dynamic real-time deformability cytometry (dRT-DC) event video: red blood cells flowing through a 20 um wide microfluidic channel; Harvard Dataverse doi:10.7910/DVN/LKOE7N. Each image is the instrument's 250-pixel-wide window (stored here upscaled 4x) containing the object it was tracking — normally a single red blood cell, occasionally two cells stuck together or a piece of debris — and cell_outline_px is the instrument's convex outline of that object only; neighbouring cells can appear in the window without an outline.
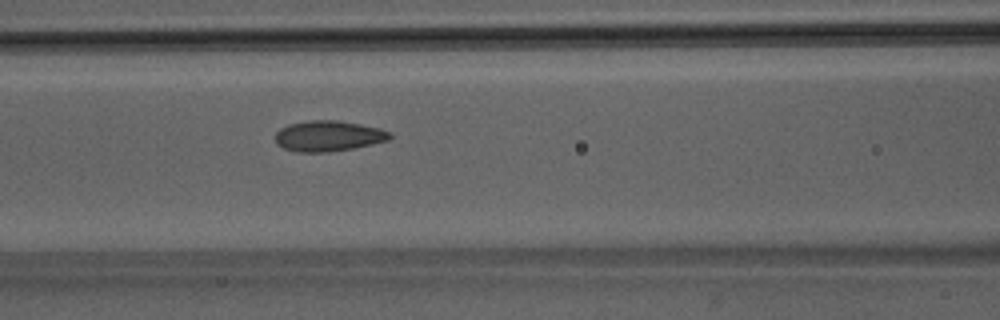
{"species": "Egyptian fruit bat (a non-hibernating species)", "species_latin": "Rousettus aegyptiacus", "temperature_condition": "room temperature", "stored_images_in_passage": 44, "camera_frame_rate_fps": 3000, "um_per_image_px": 0.085, "animal": {"sex": "male"}, "frame": {"image": 1, "passage_image": 16, "time_ms": 5.0, "image_size_px": [1000, 320], "cell_outline_px": [[392, 136], [388, 140], [372, 144], [352, 148], [328, 152], [296, 152], [284, 148], [276, 144], [276, 132], [280, 128], [288, 124], [308, 120], [336, 120], [360, 124], [380, 128], [392, 132]], "centroid_in_image_um": [27.9, 11.55], "position_along_channel_um": 138.7, "area_um2": 20.52}}
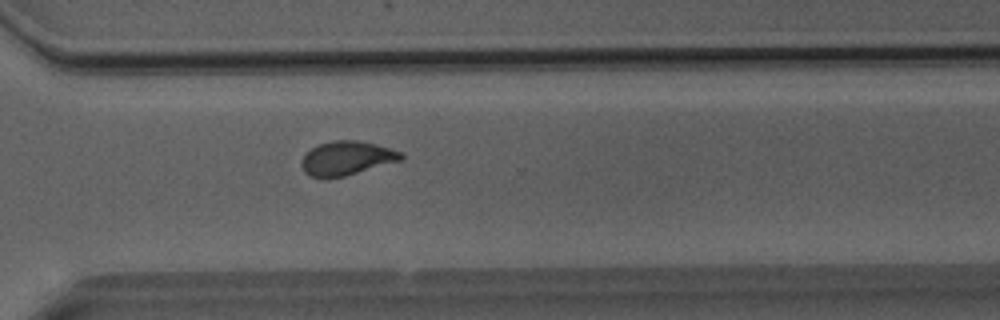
{"frame": {"image": 2, "passage_image": 31, "time_ms": 10.0, "image_size_px": [1000, 320], "cell_outline_px": [[404, 160], [344, 176], [308, 176], [304, 172], [300, 164], [300, 160], [312, 148], [320, 144], [332, 140], [356, 140], [376, 144], [400, 152], [404, 156]], "centroid_in_image_um": [29.48, 13.43], "position_along_channel_um": 341.1, "area_um2": 19.48}}
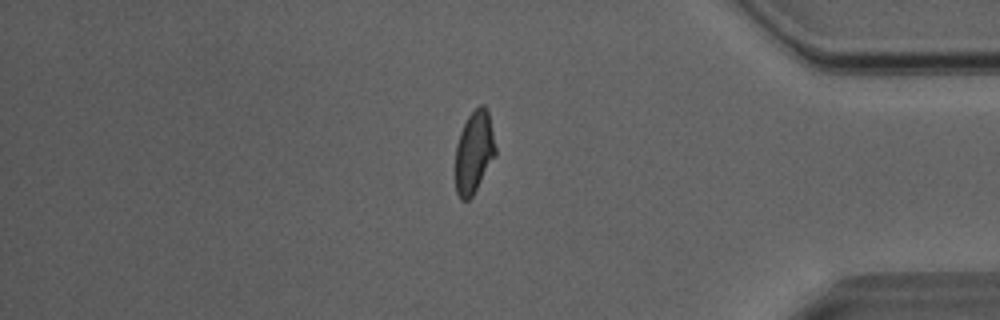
{"frame": {"image": 3, "passage_image": 37, "time_ms": 12.0, "image_size_px": [1000, 320], "cell_outline_px": [[496, 156], [472, 196], [468, 200], [460, 200], [456, 192], [456, 144], [460, 132], [468, 116], [480, 104], [484, 104], [488, 108], [496, 148]], "centroid_in_image_um": [40.31, 12.92], "position_along_channel_um": 394.9, "area_um2": 19.31}}